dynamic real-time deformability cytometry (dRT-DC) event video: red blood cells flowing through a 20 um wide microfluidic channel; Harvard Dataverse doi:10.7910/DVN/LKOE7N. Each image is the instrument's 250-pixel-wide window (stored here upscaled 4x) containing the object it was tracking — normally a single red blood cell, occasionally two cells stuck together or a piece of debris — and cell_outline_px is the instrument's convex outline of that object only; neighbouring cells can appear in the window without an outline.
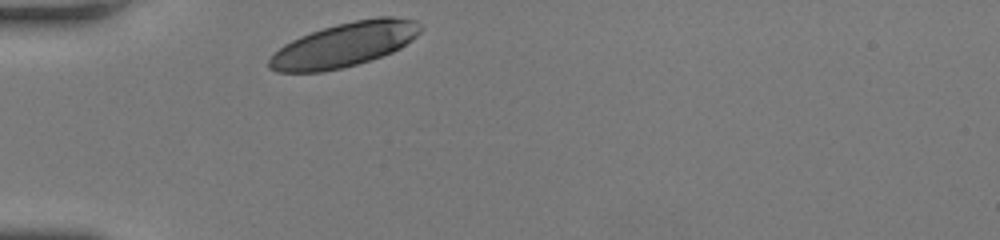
{"species": "human", "species_latin": "Homo sapiens", "temperature_condition": "room temperature", "stored_images_in_passage": 28, "camera_frame_rate_fps": 3000, "um_per_image_px": 0.085, "donor": {"sex": "female"}, "frame": {"image": 1, "passage_image": 1, "time_ms": 0.0, "image_size_px": [1000, 240], "cell_outline_px": [[420, 32], [412, 40], [400, 48], [392, 52], [356, 64], [324, 72], [276, 72], [268, 68], [268, 60], [284, 44], [300, 36], [336, 24], [376, 16], [392, 16], [416, 20], [420, 28]], "centroid_in_image_um": [29.26, 3.8], "position_along_channel_um": 55.7, "area_um2": 38.73}}
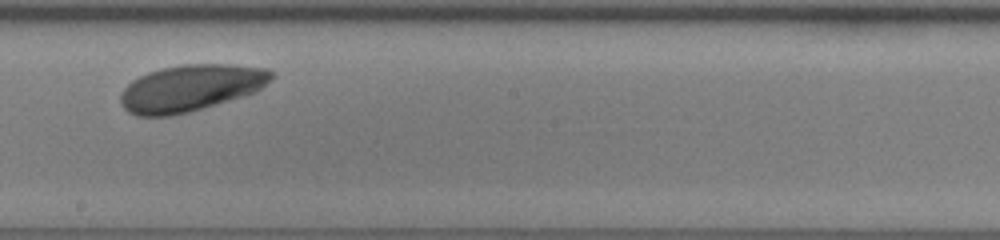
{"frame": {"image": 2, "passage_image": 16, "time_ms": 5.0, "image_size_px": [1000, 240], "cell_outline_px": [[276, 72], [256, 92], [244, 96], [188, 112], [172, 116], [136, 116], [128, 112], [124, 108], [120, 100], [120, 96], [124, 88], [132, 80], [148, 72], [160, 68], [184, 64], [228, 64], [268, 68]], "centroid_in_image_um": [16.19, 7.47], "position_along_channel_um": 232.0, "area_um2": 40.92}}
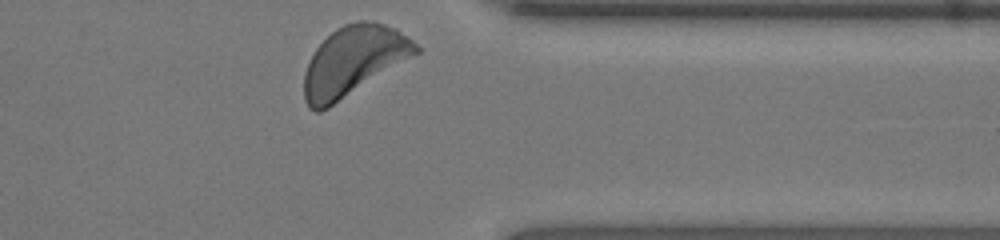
{"frame": {"image": 3, "passage_image": 28, "time_ms": 9.0, "image_size_px": [1000, 240], "cell_outline_px": [[420, 52], [328, 108], [320, 112], [316, 112], [308, 108], [304, 100], [304, 72], [316, 48], [336, 28], [344, 24], [356, 20], [364, 20], [384, 24], [396, 28], [408, 36], [420, 48]], "centroid_in_image_um": [30.04, 5.19], "position_along_channel_um": 381.4, "area_um2": 45.03}, "authors_computed_cell_mechanics": {"area_um2": 40.46, "velocity_mm_per_s": 3.8273, "shape_relaxation_time_tau1_ms": 1.6966, "shape_relaxation_time_tau2_ms": null, "deformation_change_tau1": 0.1183, "deformation_change_tau2": null}}